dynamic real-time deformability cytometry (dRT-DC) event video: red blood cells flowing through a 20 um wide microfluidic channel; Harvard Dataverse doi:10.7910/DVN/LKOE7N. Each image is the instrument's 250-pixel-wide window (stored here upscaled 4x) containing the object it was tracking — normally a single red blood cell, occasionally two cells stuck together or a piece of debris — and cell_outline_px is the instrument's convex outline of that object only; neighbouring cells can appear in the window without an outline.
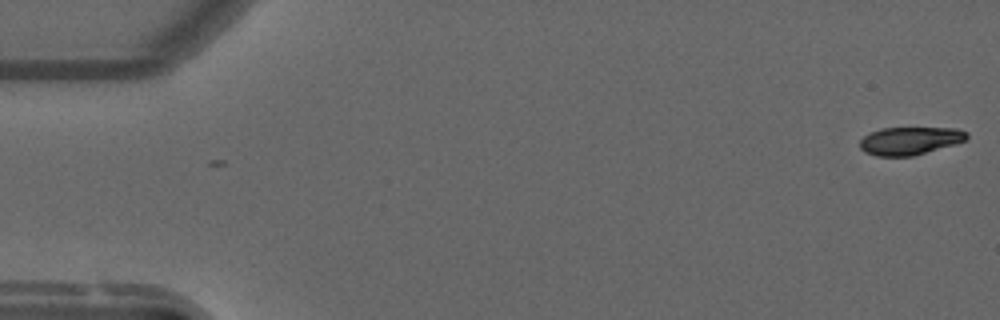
{"species": "common noctule bat (a hibernating species)", "species_latin": "Nyctalus noctula", "temperature_condition": "warm", "stored_images_in_passage": 2, "camera_frame_rate_fps": 3000, "um_per_image_px": 0.085, "animal": {"sex": "male", "forearm_length_mm": 52.5}, "frame": {"image": 1, "passage_image": 2, "time_ms": 0.333, "image_size_px": [1000, 320], "cell_outline_px": [[968, 136], [964, 140], [952, 144], [912, 156], [876, 156], [864, 152], [860, 148], [860, 140], [864, 136], [880, 128], [956, 128], [968, 132]], "centroid_in_image_um": [77.29, 11.96], "position_along_channel_um": 7.7, "area_um2": 17.11}}